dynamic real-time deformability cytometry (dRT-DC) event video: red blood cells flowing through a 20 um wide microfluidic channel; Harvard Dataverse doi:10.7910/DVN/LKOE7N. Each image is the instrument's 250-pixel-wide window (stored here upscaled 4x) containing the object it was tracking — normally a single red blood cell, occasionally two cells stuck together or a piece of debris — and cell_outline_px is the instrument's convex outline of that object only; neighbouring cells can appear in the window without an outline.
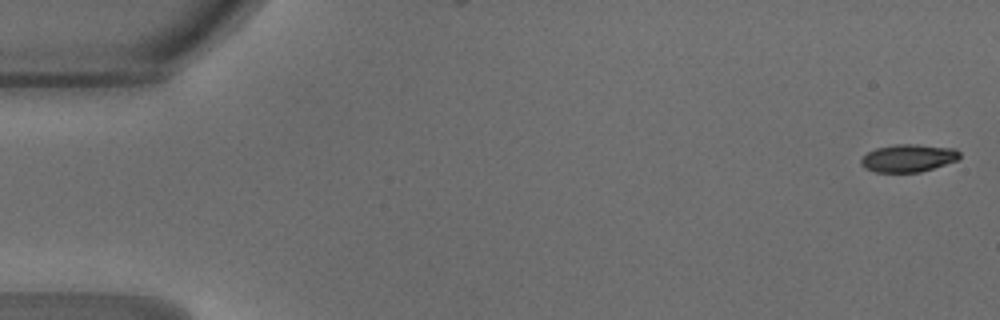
{"species": "common noctule bat (a hibernating species)", "species_latin": "Nyctalus noctula", "temperature_condition": "warm", "stored_images_in_passage": 47, "camera_frame_rate_fps": 3000, "um_per_image_px": 0.085, "animal": {"sex": "male", "body_mass_g": 18.8}, "frame": {"image": 1, "passage_image": 1, "time_ms": 0.0, "image_size_px": [1000, 320], "cell_outline_px": [[960, 156], [956, 160], [920, 172], [876, 172], [864, 168], [860, 164], [860, 160], [868, 152], [876, 148], [896, 144], [916, 144], [956, 148], [960, 152]], "centroid_in_image_um": [77.19, 13.43], "position_along_channel_um": 7.8, "area_um2": 15.84}}
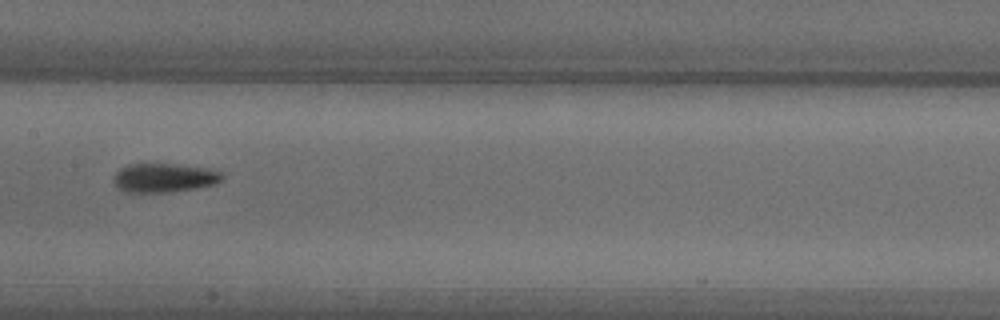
{"frame": {"image": 2, "passage_image": 24, "time_ms": 7.667, "image_size_px": [1000, 320], "cell_outline_px": [[224, 176], [216, 184], [196, 188], [172, 192], [124, 192], [112, 180], [112, 176], [120, 168], [128, 164], [172, 164], [204, 168], [220, 172]], "centroid_in_image_um": [13.91, 15.12], "position_along_channel_um": 193.5, "area_um2": 18.21}}
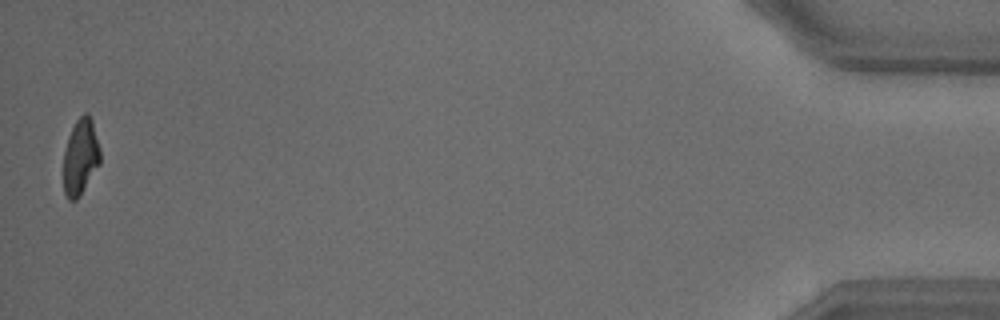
{"frame": {"image": 3, "passage_image": 47, "time_ms": 15.333, "image_size_px": [1000, 320], "cell_outline_px": [[100, 164], [80, 196], [76, 200], [68, 200], [64, 192], [64, 152], [68, 136], [76, 120], [84, 112], [88, 112], [92, 120], [100, 148]], "centroid_in_image_um": [6.85, 13.33], "position_along_channel_um": 428.3, "area_um2": 16.36}, "authors_computed_cell_mechanics": {"area_um2": 17.2822, "velocity_mm_per_s": 4.2516, "shape_relaxation_time_tau1_ms": 4.0756, "shape_relaxation_time_tau2_ms": 3.9379, "deformation_change_tau1": 0.1546, "deformation_change_tau2": 0.1208}}